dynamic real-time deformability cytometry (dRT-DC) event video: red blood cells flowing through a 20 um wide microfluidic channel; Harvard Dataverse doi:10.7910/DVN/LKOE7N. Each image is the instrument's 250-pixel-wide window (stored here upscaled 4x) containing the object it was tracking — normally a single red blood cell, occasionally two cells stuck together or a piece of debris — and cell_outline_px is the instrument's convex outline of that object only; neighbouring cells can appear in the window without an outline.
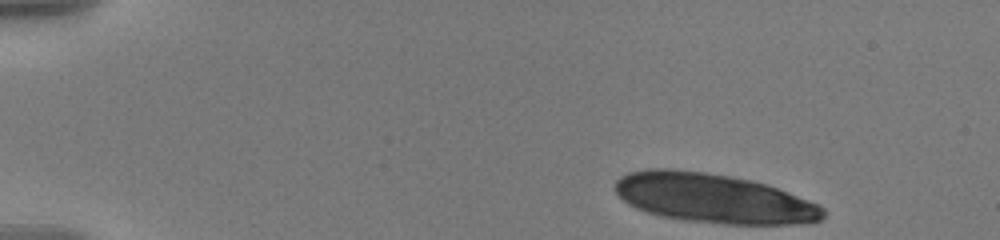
{"species": "human", "species_latin": "Homo sapiens", "temperature_condition": "warm", "stored_images_in_passage": 14, "camera_frame_rate_fps": 3000, "um_per_image_px": 0.085, "donor": {"sex": "male"}, "frame": {"image": 1, "passage_image": 1, "time_ms": 0.0, "image_size_px": [1000, 240], "cell_outline_px": [[824, 216], [820, 220], [792, 224], [724, 224], [680, 220], [648, 212], [636, 208], [628, 204], [616, 192], [616, 180], [620, 176], [628, 172], [648, 168], [672, 168], [704, 172], [732, 176], [752, 180], [788, 192], [808, 200], [824, 208]], "centroid_in_image_um": [60.61, 16.84], "position_along_channel_um": 24.4, "area_um2": 59.65}}